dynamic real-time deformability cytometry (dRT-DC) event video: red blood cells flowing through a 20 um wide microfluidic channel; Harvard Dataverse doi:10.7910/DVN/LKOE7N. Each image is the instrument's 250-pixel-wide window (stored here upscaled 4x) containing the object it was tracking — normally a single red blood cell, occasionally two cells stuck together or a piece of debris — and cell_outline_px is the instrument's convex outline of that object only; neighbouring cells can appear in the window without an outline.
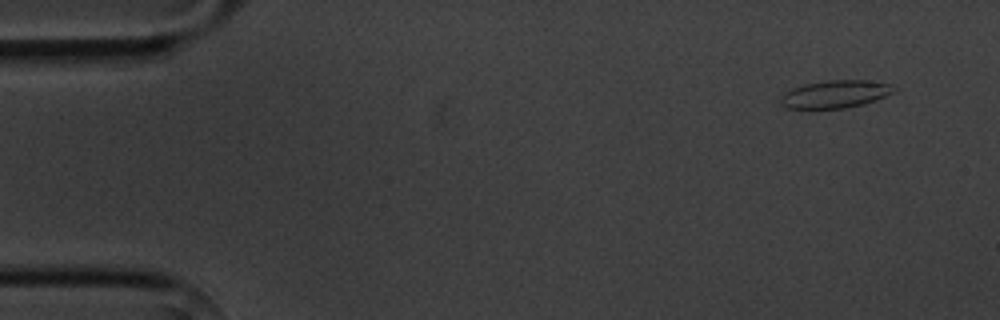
{"species": "common noctule bat (a hibernating species)", "species_latin": "Nyctalus noctula", "temperature_condition": "cold", "stored_images_in_passage": 8, "camera_frame_rate_fps": 3000, "um_per_image_px": 0.085, "animal": {"sex": "male", "body_mass_g": 20.1, "forearm_length_mm": 53.5}, "frame": {"image": 1, "passage_image": 1, "time_ms": 0.0, "image_size_px": [1000, 320], "cell_outline_px": [[896, 88], [892, 92], [876, 100], [864, 104], [844, 108], [788, 108], [780, 104], [780, 96], [784, 92], [792, 88], [804, 84], [824, 80], [864, 80], [892, 84]], "centroid_in_image_um": [70.96, 7.99], "position_along_channel_um": 14.0, "area_um2": 18.26}}
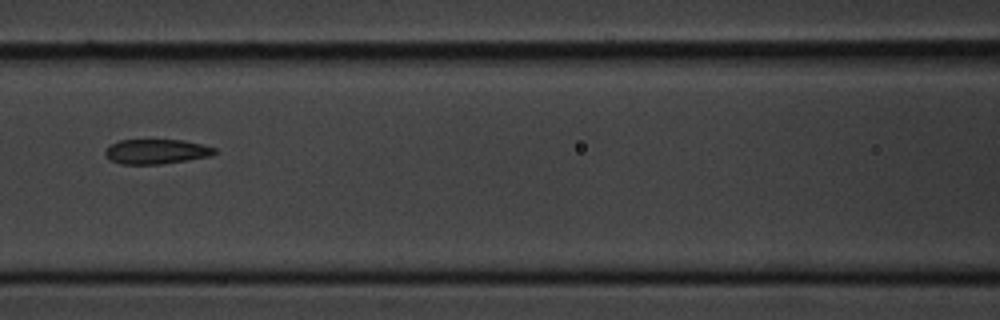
{"frame": {"image": 2, "passage_image": 6, "time_ms": 6.667, "image_size_px": [1000, 320], "cell_outline_px": [[216, 152], [212, 156], [160, 164], [120, 164], [112, 160], [104, 152], [108, 144], [120, 140], [184, 140], [216, 148]], "centroid_in_image_um": [13.28, 12.87], "position_along_channel_um": 153.3, "area_um2": 15.72}}
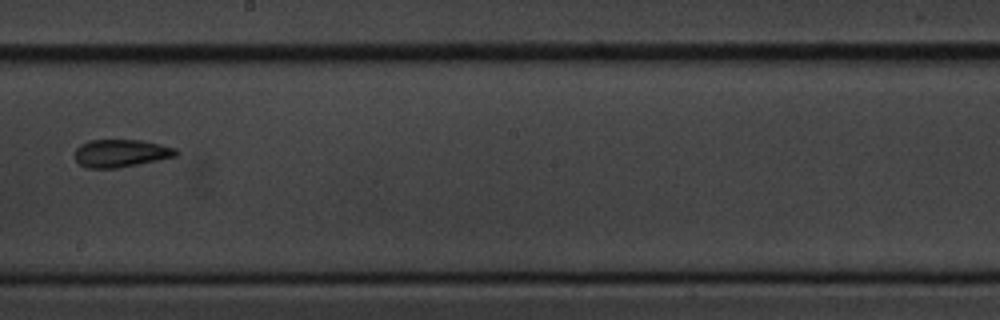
{"frame": {"image": 3, "passage_image": 8, "time_ms": 9.0, "image_size_px": [1000, 320], "cell_outline_px": [[180, 152], [176, 156], [160, 160], [116, 168], [88, 168], [80, 164], [72, 156], [76, 148], [80, 144], [88, 140], [140, 140], [160, 144], [176, 148]], "centroid_in_image_um": [10.26, 13.02], "position_along_channel_um": 237.9, "area_um2": 16.53}}